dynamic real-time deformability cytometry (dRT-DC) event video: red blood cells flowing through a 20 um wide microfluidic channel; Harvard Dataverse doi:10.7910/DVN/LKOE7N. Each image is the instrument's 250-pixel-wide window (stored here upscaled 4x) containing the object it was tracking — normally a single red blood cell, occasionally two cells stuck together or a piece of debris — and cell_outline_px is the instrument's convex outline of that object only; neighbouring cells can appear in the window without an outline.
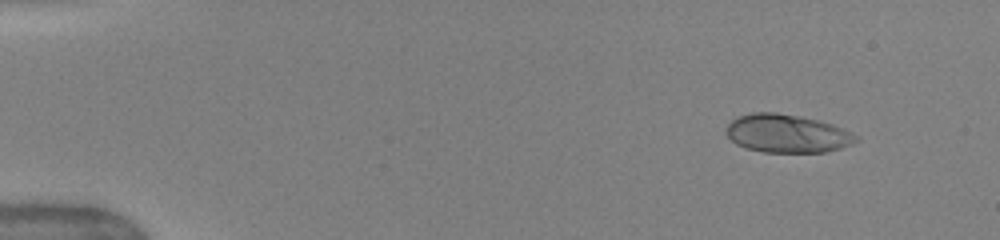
{"species": "human", "species_latin": "Homo sapiens", "temperature_condition": "warm", "stored_images_in_passage": 35, "camera_frame_rate_fps": 3000, "um_per_image_px": 0.085, "donor": {"sex": "female"}, "frame": {"image": 1, "passage_image": 3, "time_ms": 1.333, "image_size_px": [1000, 240], "cell_outline_px": [[860, 140], [852, 144], [840, 148], [824, 152], [764, 152], [748, 148], [736, 144], [728, 136], [728, 124], [736, 116], [752, 112], [776, 112], [800, 116], [832, 124], [856, 136]], "centroid_in_image_um": [66.88, 11.34], "position_along_channel_um": 18.1, "area_um2": 28.61}}
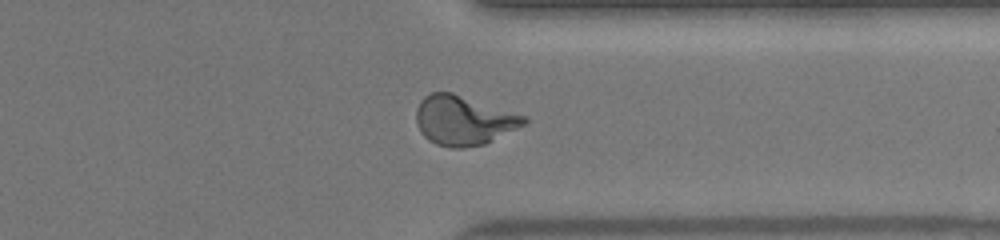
{"frame": {"image": 2, "passage_image": 27, "time_ms": 13.0, "image_size_px": [1000, 240], "cell_outline_px": [[528, 120], [524, 124], [484, 144], [464, 148], [452, 148], [436, 144], [428, 140], [420, 132], [416, 124], [416, 108], [420, 100], [424, 96], [432, 92], [452, 92], [528, 116]], "centroid_in_image_um": [39.37, 10.22], "position_along_channel_um": 372.0, "area_um2": 31.15}}
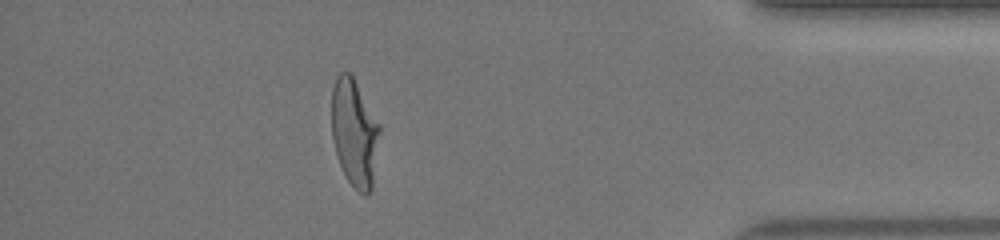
{"frame": {"image": 3, "passage_image": 31, "time_ms": 14.667, "image_size_px": [1000, 240], "cell_outline_px": [[380, 132], [372, 188], [368, 196], [364, 196], [356, 192], [344, 176], [336, 156], [332, 136], [332, 88], [336, 76], [340, 72], [348, 72], [352, 76], [380, 124]], "centroid_in_image_um": [30.12, 11.35], "position_along_channel_um": 405.1, "area_um2": 30.4}, "authors_computed_cell_mechanics": {"area_um2": 29.3046, "velocity_mm_per_s": 4.0457, "shape_relaxation_time_tau1_ms": 4.4968, "shape_relaxation_time_tau2_ms": null, "deformation_change_tau1": 0.2211, "deformation_change_tau2": null}}